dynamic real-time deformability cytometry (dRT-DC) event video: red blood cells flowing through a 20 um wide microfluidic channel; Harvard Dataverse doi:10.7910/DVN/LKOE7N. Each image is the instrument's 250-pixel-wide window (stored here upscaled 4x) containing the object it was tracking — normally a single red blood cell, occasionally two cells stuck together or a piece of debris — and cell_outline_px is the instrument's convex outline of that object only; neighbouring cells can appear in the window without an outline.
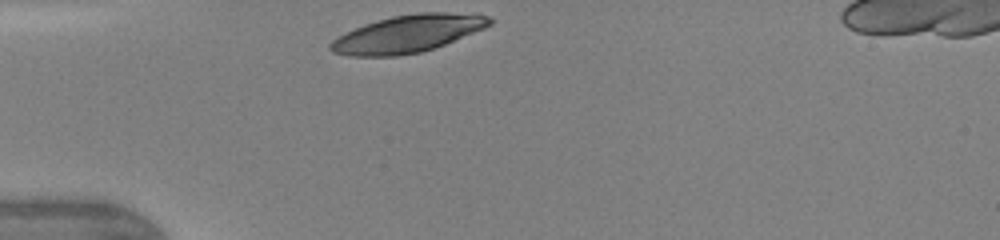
{"species": "human", "species_latin": "Homo sapiens", "temperature_condition": "warm", "stored_images_in_passage": 7, "camera_frame_rate_fps": 3000, "um_per_image_px": 0.085, "donor": {"sex": "female"}, "frame": {"image": 1, "passage_image": 1, "time_ms": 0.0, "image_size_px": [1000, 240], "cell_outline_px": [[492, 24], [484, 28], [444, 44], [420, 52], [396, 56], [348, 56], [332, 52], [328, 48], [328, 44], [336, 36], [364, 24], [392, 16], [420, 12], [480, 12], [488, 16], [492, 20]], "centroid_in_image_um": [34.66, 2.85], "position_along_channel_um": 50.3, "area_um2": 34.91}}